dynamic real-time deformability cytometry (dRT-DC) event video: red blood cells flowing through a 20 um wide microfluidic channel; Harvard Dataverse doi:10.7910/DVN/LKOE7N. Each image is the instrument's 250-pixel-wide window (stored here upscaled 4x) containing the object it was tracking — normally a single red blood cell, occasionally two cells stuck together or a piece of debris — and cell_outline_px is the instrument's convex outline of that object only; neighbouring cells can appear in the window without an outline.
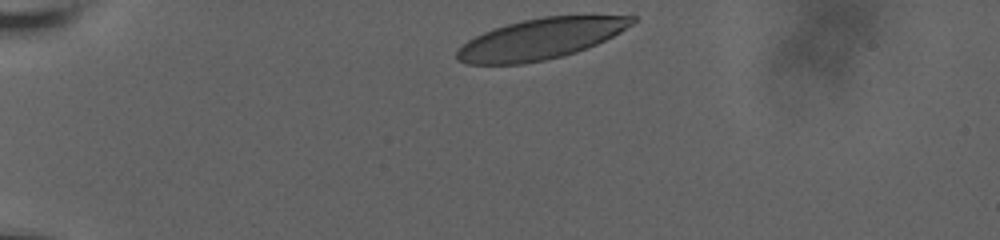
{"species": "human", "species_latin": "Homo sapiens", "temperature_condition": "room temperature", "stored_images_in_passage": 25, "camera_frame_rate_fps": 3000, "um_per_image_px": 0.085, "donor": {"sex": "male"}, "frame": {"image": 1, "passage_image": 1, "time_ms": 0.0, "image_size_px": [1000, 240], "cell_outline_px": [[636, 20], [632, 24], [620, 32], [596, 44], [576, 52], [564, 56], [524, 64], [468, 64], [456, 60], [456, 52], [468, 40], [484, 32], [508, 24], [524, 20], [544, 16], [636, 16]], "centroid_in_image_um": [45.93, 3.32], "position_along_channel_um": 39.1, "area_um2": 41.1}}
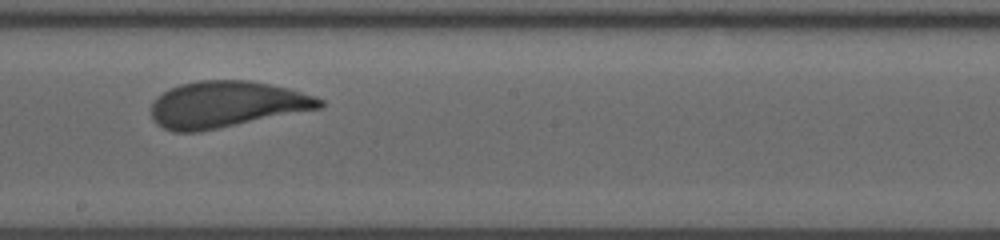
{"frame": {"image": 2, "passage_image": 11, "time_ms": 7.0, "image_size_px": [1000, 240], "cell_outline_px": [[324, 104], [320, 108], [200, 132], [172, 132], [156, 124], [152, 116], [152, 104], [156, 96], [168, 88], [180, 84], [196, 80], [252, 80], [288, 88], [316, 96], [324, 100]], "centroid_in_image_um": [19.22, 8.87], "position_along_channel_um": 229.0, "area_um2": 45.78}}
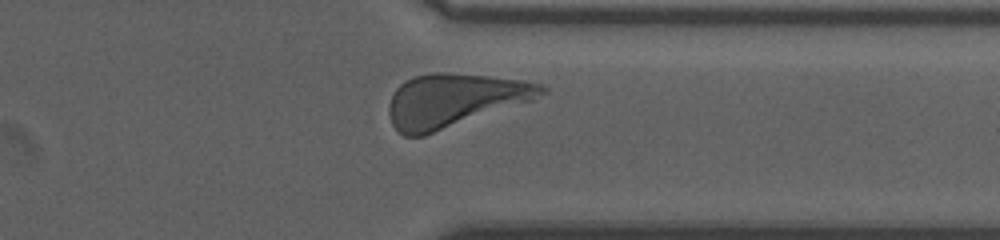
{"frame": {"image": 3, "passage_image": 22, "time_ms": 11.0, "image_size_px": [1000, 240], "cell_outline_px": [[548, 92], [532, 100], [424, 136], [404, 136], [392, 124], [388, 112], [388, 104], [396, 88], [404, 80], [412, 76], [432, 72], [444, 72], [488, 76], [524, 80], [544, 84], [548, 88]], "centroid_in_image_um": [38.61, 8.51], "position_along_channel_um": 372.8, "area_um2": 47.51}, "authors_computed_cell_mechanics": {"area_um2": 45.3152, "velocity_mm_per_s": 3.6036, "shape_relaxation_time_tau1_ms": 2.821, "shape_relaxation_time_tau2_ms": 0.9811, "deformation_change_tau1": 0.1324, "deformation_change_tau2": 0.0856}}